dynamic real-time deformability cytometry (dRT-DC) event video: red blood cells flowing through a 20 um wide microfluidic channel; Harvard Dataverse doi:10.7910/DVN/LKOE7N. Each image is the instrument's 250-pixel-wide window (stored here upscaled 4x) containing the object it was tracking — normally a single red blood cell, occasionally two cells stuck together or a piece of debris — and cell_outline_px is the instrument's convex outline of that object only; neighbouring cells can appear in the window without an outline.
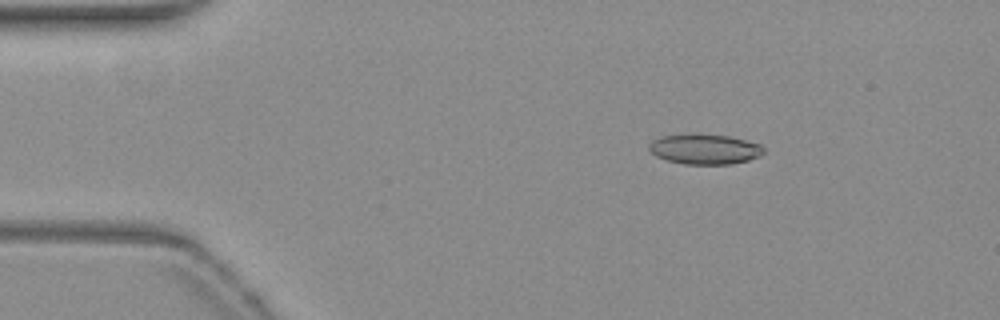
{"species": "common noctule bat (a hibernating species)", "species_latin": "Nyctalus noctula", "temperature_condition": "warm", "stored_images_in_passage": 54, "camera_frame_rate_fps": 3000, "um_per_image_px": 0.085, "animal": {"sex": "female", "body_mass_g": 19.3, "forearm_length_mm": 54.1}, "frame": {"image": 1, "passage_image": 9, "time_ms": 2.667, "image_size_px": [1000, 320], "cell_outline_px": [[764, 152], [760, 156], [748, 160], [732, 164], [684, 164], [664, 160], [656, 156], [648, 148], [648, 144], [652, 140], [664, 136], [728, 136], [760, 144], [764, 148]], "centroid_in_image_um": [59.91, 12.72], "position_along_channel_um": 25.1, "area_um2": 19.54}}
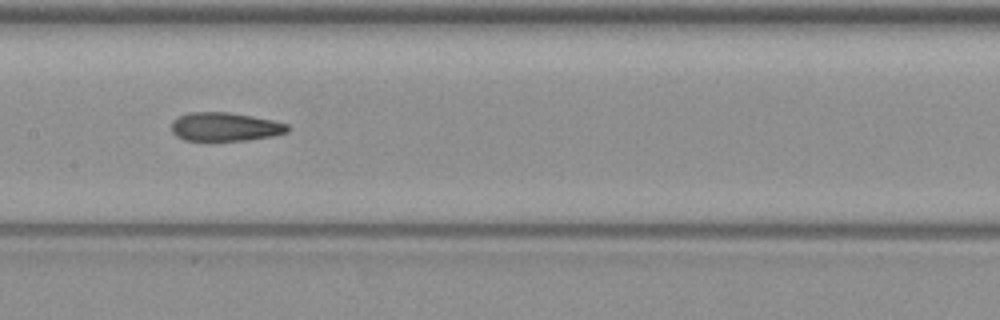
{"frame": {"image": 2, "passage_image": 27, "time_ms": 8.667, "image_size_px": [1000, 320], "cell_outline_px": [[288, 132], [272, 136], [248, 140], [184, 140], [176, 136], [172, 132], [172, 120], [188, 112], [228, 112], [252, 116], [272, 120], [288, 124]], "centroid_in_image_um": [19.11, 10.77], "position_along_channel_um": 188.3, "area_um2": 19.31}}
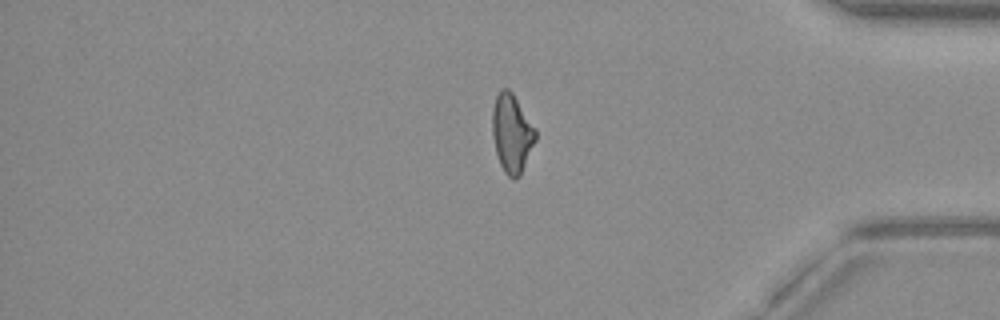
{"frame": {"image": 3, "passage_image": 45, "time_ms": 14.667, "image_size_px": [1000, 320], "cell_outline_px": [[536, 140], [520, 176], [516, 180], [512, 180], [504, 172], [500, 164], [496, 152], [492, 132], [492, 108], [496, 96], [500, 88], [508, 88], [512, 92], [536, 128]], "centroid_in_image_um": [43.51, 11.33], "position_along_channel_um": 391.7, "area_um2": 19.94}, "authors_computed_cell_mechanics": {"area_um2": 19.9121, "velocity_mm_per_s": 3.8338, "shape_relaxation_time_tau1_ms": null, "shape_relaxation_time_tau2_ms": 1.6884, "deformation_change_tau1": null, "deformation_change_tau2": 0.1032}}